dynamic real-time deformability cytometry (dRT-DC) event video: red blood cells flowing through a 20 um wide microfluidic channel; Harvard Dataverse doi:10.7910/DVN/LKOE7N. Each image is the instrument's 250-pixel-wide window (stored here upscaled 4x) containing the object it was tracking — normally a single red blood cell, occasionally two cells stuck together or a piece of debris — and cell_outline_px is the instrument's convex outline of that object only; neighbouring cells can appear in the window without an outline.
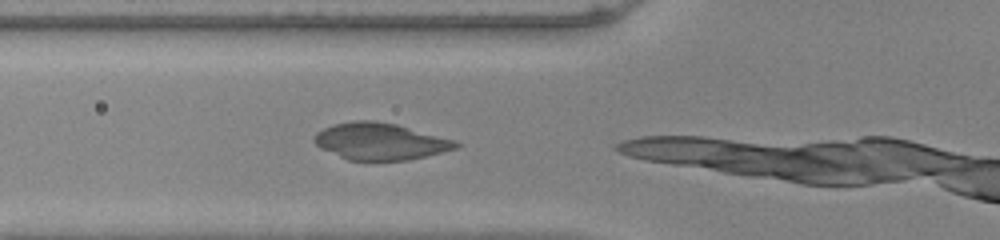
{"species": "common noctule bat (a hibernating species)", "species_latin": "Nyctalus noctula", "temperature_condition": "warm", "stored_images_in_passage": 12, "camera_frame_rate_fps": 3000, "um_per_image_px": 0.085, "animal": {"sex": "male", "body_mass_g": 20.0, "forearm_length_mm": 53.3}, "frame": {"image": 1, "passage_image": 3, "time_ms": 0.667, "image_size_px": [1000, 240], "cell_outline_px": [[460, 148], [408, 160], [348, 160], [320, 148], [312, 140], [312, 136], [316, 132], [332, 124], [352, 120], [372, 120], [396, 124], [456, 140], [460, 144]], "centroid_in_image_um": [32.3, 12.01], "position_along_channel_um": 93.5, "area_um2": 30.58}}
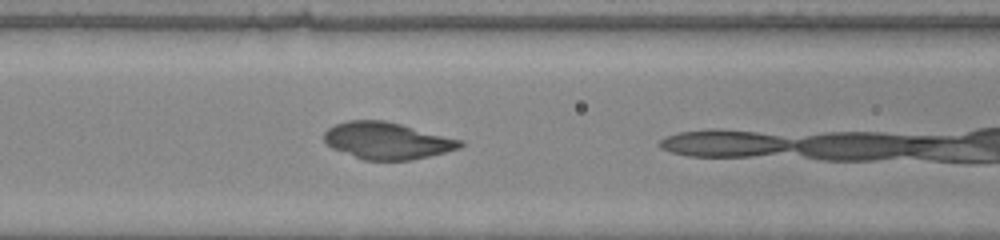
{"frame": {"image": 2, "passage_image": 6, "time_ms": 1.667, "image_size_px": [1000, 240], "cell_outline_px": [[464, 144], [460, 148], [412, 160], [364, 160], [332, 148], [324, 140], [324, 132], [328, 128], [336, 124], [348, 120], [384, 120], [464, 140]], "centroid_in_image_um": [32.91, 11.95], "position_along_channel_um": 133.7, "area_um2": 29.07}}